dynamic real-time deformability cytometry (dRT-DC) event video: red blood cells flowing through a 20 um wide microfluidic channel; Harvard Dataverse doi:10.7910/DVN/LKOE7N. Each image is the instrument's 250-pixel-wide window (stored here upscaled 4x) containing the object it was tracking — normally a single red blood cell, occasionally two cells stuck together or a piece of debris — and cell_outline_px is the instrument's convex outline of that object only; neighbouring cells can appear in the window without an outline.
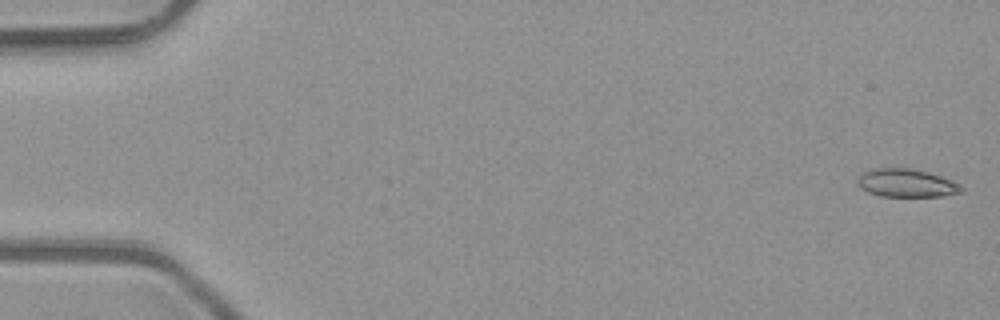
{"species": "common noctule bat (a hibernating species)", "species_latin": "Nyctalus noctula", "temperature_condition": "room temperature", "stored_images_in_passage": 6, "camera_frame_rate_fps": 3000, "um_per_image_px": 0.085, "animal": {"sex": "male", "body_mass_g": 23.1, "forearm_length_mm": 52.7}, "frame": {"image": 1, "passage_image": 1, "time_ms": 0.0, "image_size_px": [1000, 320], "cell_outline_px": [[964, 188], [960, 192], [940, 196], [880, 196], [868, 192], [860, 188], [856, 184], [856, 180], [860, 172], [868, 168], [912, 168], [928, 172], [952, 180], [960, 184]], "centroid_in_image_um": [76.97, 15.54], "position_along_channel_um": 8.0, "area_um2": 17.28}}
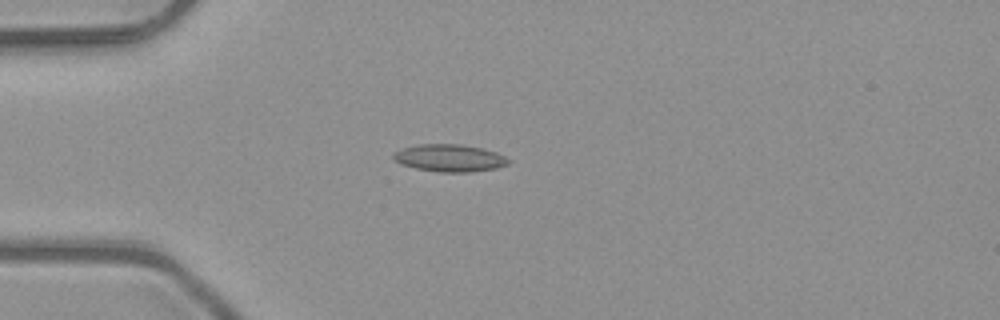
{"frame": {"image": 2, "passage_image": 4, "time_ms": 1.0, "image_size_px": [1000, 320], "cell_outline_px": [[512, 160], [508, 164], [496, 168], [468, 172], [440, 172], [416, 168], [400, 164], [392, 156], [392, 152], [404, 148], [420, 144], [460, 144], [484, 148], [496, 152]], "centroid_in_image_um": [38.23, 13.42], "position_along_channel_um": 46.8, "area_um2": 18.32}}
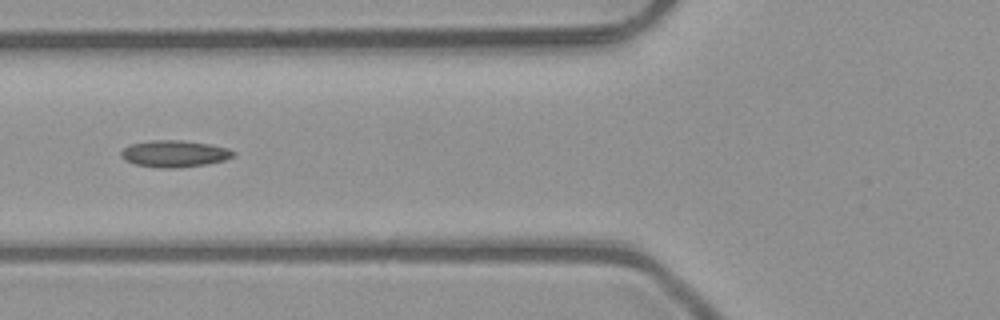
{"frame": {"image": 3, "passage_image": 6, "time_ms": 1.667, "image_size_px": [1000, 320], "cell_outline_px": [[236, 156], [224, 160], [208, 164], [180, 168], [160, 168], [136, 164], [124, 160], [120, 156], [120, 152], [128, 144], [152, 140], [180, 140], [208, 144], [228, 148], [236, 152]], "centroid_in_image_um": [14.83, 13.07], "position_along_channel_um": 111.0, "area_um2": 17.69}}